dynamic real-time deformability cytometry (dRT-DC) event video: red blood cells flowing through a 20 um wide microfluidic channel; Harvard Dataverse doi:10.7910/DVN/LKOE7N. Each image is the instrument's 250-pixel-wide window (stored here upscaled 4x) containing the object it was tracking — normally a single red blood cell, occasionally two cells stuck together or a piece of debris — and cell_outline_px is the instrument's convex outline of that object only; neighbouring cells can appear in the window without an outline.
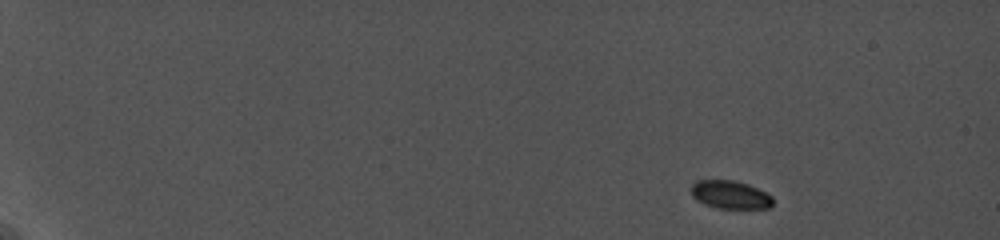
{"species": "common noctule bat (a hibernating species)", "species_latin": "Nyctalus noctula", "temperature_condition": "cold", "stored_images_in_passage": 12, "camera_frame_rate_fps": 5000, "um_per_image_px": 0.085, "animal": {"sex": "female", "body_mass_g": 19.0, "forearm_length_mm": 56.7}, "frame": {"image": 1, "passage_image": 1, "time_ms": 0.0, "image_size_px": [1000, 240], "cell_outline_px": [[772, 204], [768, 208], [716, 208], [704, 204], [696, 200], [692, 196], [692, 184], [696, 180], [732, 180], [748, 184], [772, 196]], "centroid_in_image_um": [62.04, 16.55], "position_along_channel_um": 23.0, "area_um2": 13.29}}
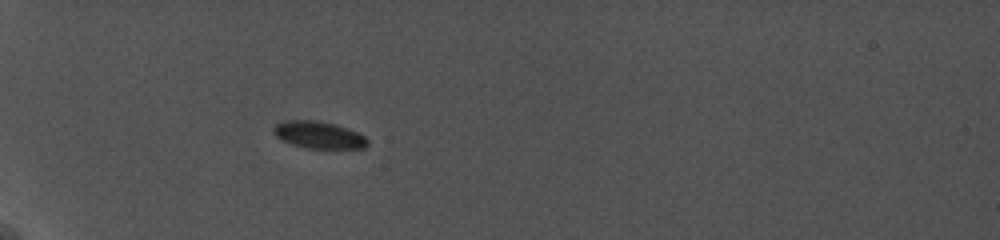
{"frame": {"image": 2, "passage_image": 6, "time_ms": 4.6, "image_size_px": [1000, 240], "cell_outline_px": [[368, 144], [364, 148], [308, 148], [292, 144], [280, 140], [272, 132], [272, 128], [276, 124], [284, 120], [316, 120], [336, 124], [348, 128], [364, 136], [368, 140]], "centroid_in_image_um": [27.06, 11.45], "position_along_channel_um": 57.9, "area_um2": 14.91}}
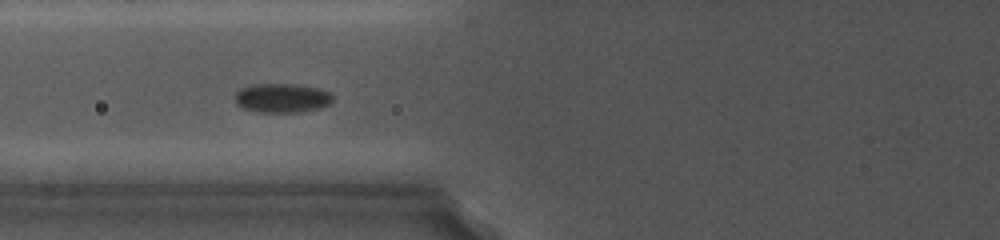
{"frame": {"image": 3, "passage_image": 8, "time_ms": 6.6, "image_size_px": [1000, 240], "cell_outline_px": [[332, 100], [328, 104], [316, 108], [300, 112], [256, 112], [244, 108], [236, 104], [236, 92], [240, 88], [252, 84], [296, 84], [316, 88], [328, 92], [332, 96]], "centroid_in_image_um": [23.91, 8.32], "position_along_channel_um": 101.9, "area_um2": 16.42}}